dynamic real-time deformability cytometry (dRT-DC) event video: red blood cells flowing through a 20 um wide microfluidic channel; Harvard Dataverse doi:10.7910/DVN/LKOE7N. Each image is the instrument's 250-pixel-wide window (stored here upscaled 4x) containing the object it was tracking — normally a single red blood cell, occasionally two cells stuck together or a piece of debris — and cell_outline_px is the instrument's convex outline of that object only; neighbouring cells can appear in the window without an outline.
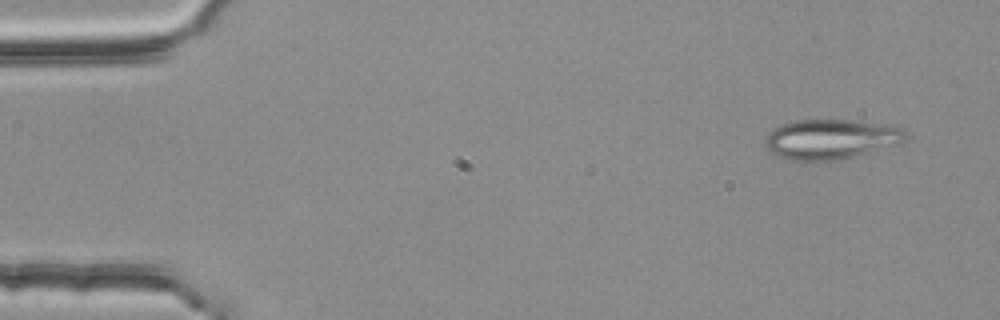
{"species": "common noctule bat (a hibernating species)", "species_latin": "Nyctalus noctula", "temperature_condition": "room temperature", "stored_images_in_passage": 3, "camera_frame_rate_fps": 3000, "um_per_image_px": 0.085, "animal": {"sex": "female", "body_mass_g": 25.1}, "frame": {"image": 1, "passage_image": 1, "time_ms": 0.0, "image_size_px": [1000, 320], "cell_outline_px": [[904, 140], [896, 144], [852, 156], [836, 160], [796, 160], [780, 156], [772, 152], [768, 148], [764, 140], [768, 132], [772, 128], [796, 120], [848, 120], [896, 124], [904, 128]], "centroid_in_image_um": [70.63, 11.79], "position_along_channel_um": 14.4, "area_um2": 32.19}}
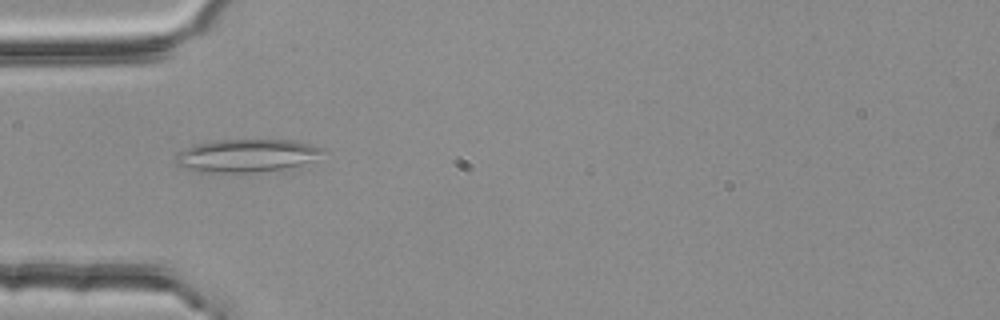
{"frame": {"image": 2, "passage_image": 3, "time_ms": 0.667, "image_size_px": [1000, 320], "cell_outline_px": [[324, 148], [312, 160], [288, 168], [252, 172], [196, 172], [180, 168], [176, 164], [176, 156], [184, 148], [192, 144], [220, 140], [296, 140], [312, 144]], "centroid_in_image_um": [20.88, 13.22], "position_along_channel_um": 64.1, "area_um2": 28.15}}